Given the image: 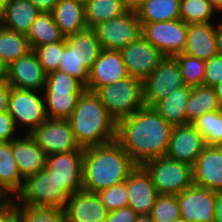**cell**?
<instances>
[{
	"mask_svg": "<svg viewBox=\"0 0 222 222\" xmlns=\"http://www.w3.org/2000/svg\"><path fill=\"white\" fill-rule=\"evenodd\" d=\"M173 126L153 108L144 106L117 122L116 141L136 165L165 156Z\"/></svg>",
	"mask_w": 222,
	"mask_h": 222,
	"instance_id": "6da1fadb",
	"label": "cell"
},
{
	"mask_svg": "<svg viewBox=\"0 0 222 222\" xmlns=\"http://www.w3.org/2000/svg\"><path fill=\"white\" fill-rule=\"evenodd\" d=\"M137 165L116 141L84 148L83 190H100L125 182Z\"/></svg>",
	"mask_w": 222,
	"mask_h": 222,
	"instance_id": "7a4b0ae2",
	"label": "cell"
},
{
	"mask_svg": "<svg viewBox=\"0 0 222 222\" xmlns=\"http://www.w3.org/2000/svg\"><path fill=\"white\" fill-rule=\"evenodd\" d=\"M68 121L81 148L116 140L117 122L93 92L82 93Z\"/></svg>",
	"mask_w": 222,
	"mask_h": 222,
	"instance_id": "3957f363",
	"label": "cell"
},
{
	"mask_svg": "<svg viewBox=\"0 0 222 222\" xmlns=\"http://www.w3.org/2000/svg\"><path fill=\"white\" fill-rule=\"evenodd\" d=\"M72 193L46 167L24 180L22 190L15 196V205L65 208Z\"/></svg>",
	"mask_w": 222,
	"mask_h": 222,
	"instance_id": "277c9868",
	"label": "cell"
},
{
	"mask_svg": "<svg viewBox=\"0 0 222 222\" xmlns=\"http://www.w3.org/2000/svg\"><path fill=\"white\" fill-rule=\"evenodd\" d=\"M94 94L116 122L146 106L143 81L134 76L100 87Z\"/></svg>",
	"mask_w": 222,
	"mask_h": 222,
	"instance_id": "5b68a950",
	"label": "cell"
},
{
	"mask_svg": "<svg viewBox=\"0 0 222 222\" xmlns=\"http://www.w3.org/2000/svg\"><path fill=\"white\" fill-rule=\"evenodd\" d=\"M141 166L151 177L158 194L177 195L193 185V167L189 164L162 156Z\"/></svg>",
	"mask_w": 222,
	"mask_h": 222,
	"instance_id": "8992f818",
	"label": "cell"
},
{
	"mask_svg": "<svg viewBox=\"0 0 222 222\" xmlns=\"http://www.w3.org/2000/svg\"><path fill=\"white\" fill-rule=\"evenodd\" d=\"M8 112L17 129H26L24 134H31L47 119L42 91L12 87Z\"/></svg>",
	"mask_w": 222,
	"mask_h": 222,
	"instance_id": "52a82bcc",
	"label": "cell"
},
{
	"mask_svg": "<svg viewBox=\"0 0 222 222\" xmlns=\"http://www.w3.org/2000/svg\"><path fill=\"white\" fill-rule=\"evenodd\" d=\"M93 29L103 50L121 51L141 36L142 26L137 12L127 11L119 17L100 22Z\"/></svg>",
	"mask_w": 222,
	"mask_h": 222,
	"instance_id": "ba28073f",
	"label": "cell"
},
{
	"mask_svg": "<svg viewBox=\"0 0 222 222\" xmlns=\"http://www.w3.org/2000/svg\"><path fill=\"white\" fill-rule=\"evenodd\" d=\"M184 86L177 60L174 57H165L143 81L145 105L152 107L156 102Z\"/></svg>",
	"mask_w": 222,
	"mask_h": 222,
	"instance_id": "9c48e42d",
	"label": "cell"
},
{
	"mask_svg": "<svg viewBox=\"0 0 222 222\" xmlns=\"http://www.w3.org/2000/svg\"><path fill=\"white\" fill-rule=\"evenodd\" d=\"M141 35L165 57L183 53L186 46L187 23L181 19L141 24Z\"/></svg>",
	"mask_w": 222,
	"mask_h": 222,
	"instance_id": "30bf717a",
	"label": "cell"
},
{
	"mask_svg": "<svg viewBox=\"0 0 222 222\" xmlns=\"http://www.w3.org/2000/svg\"><path fill=\"white\" fill-rule=\"evenodd\" d=\"M30 135L47 155L84 151L76 142L68 119L47 118Z\"/></svg>",
	"mask_w": 222,
	"mask_h": 222,
	"instance_id": "8fae6325",
	"label": "cell"
},
{
	"mask_svg": "<svg viewBox=\"0 0 222 222\" xmlns=\"http://www.w3.org/2000/svg\"><path fill=\"white\" fill-rule=\"evenodd\" d=\"M176 196L180 218L186 222H214L216 191L192 185Z\"/></svg>",
	"mask_w": 222,
	"mask_h": 222,
	"instance_id": "7c38bea8",
	"label": "cell"
},
{
	"mask_svg": "<svg viewBox=\"0 0 222 222\" xmlns=\"http://www.w3.org/2000/svg\"><path fill=\"white\" fill-rule=\"evenodd\" d=\"M127 72L144 81L165 56L142 35L121 51Z\"/></svg>",
	"mask_w": 222,
	"mask_h": 222,
	"instance_id": "4fadbf2b",
	"label": "cell"
},
{
	"mask_svg": "<svg viewBox=\"0 0 222 222\" xmlns=\"http://www.w3.org/2000/svg\"><path fill=\"white\" fill-rule=\"evenodd\" d=\"M205 146L204 138L192 123L173 126L165 156L193 167Z\"/></svg>",
	"mask_w": 222,
	"mask_h": 222,
	"instance_id": "5bb4252c",
	"label": "cell"
},
{
	"mask_svg": "<svg viewBox=\"0 0 222 222\" xmlns=\"http://www.w3.org/2000/svg\"><path fill=\"white\" fill-rule=\"evenodd\" d=\"M84 151L47 155L46 168L72 193L83 190Z\"/></svg>",
	"mask_w": 222,
	"mask_h": 222,
	"instance_id": "9a60e30c",
	"label": "cell"
},
{
	"mask_svg": "<svg viewBox=\"0 0 222 222\" xmlns=\"http://www.w3.org/2000/svg\"><path fill=\"white\" fill-rule=\"evenodd\" d=\"M130 76L120 51L102 50L89 71V80L85 87L87 91L95 92L105 85Z\"/></svg>",
	"mask_w": 222,
	"mask_h": 222,
	"instance_id": "2e32d148",
	"label": "cell"
},
{
	"mask_svg": "<svg viewBox=\"0 0 222 222\" xmlns=\"http://www.w3.org/2000/svg\"><path fill=\"white\" fill-rule=\"evenodd\" d=\"M46 73L33 50L8 66L7 80L11 87L42 91Z\"/></svg>",
	"mask_w": 222,
	"mask_h": 222,
	"instance_id": "e0dca14e",
	"label": "cell"
},
{
	"mask_svg": "<svg viewBox=\"0 0 222 222\" xmlns=\"http://www.w3.org/2000/svg\"><path fill=\"white\" fill-rule=\"evenodd\" d=\"M193 185L222 192V146H205L193 166Z\"/></svg>",
	"mask_w": 222,
	"mask_h": 222,
	"instance_id": "ac0fdd59",
	"label": "cell"
},
{
	"mask_svg": "<svg viewBox=\"0 0 222 222\" xmlns=\"http://www.w3.org/2000/svg\"><path fill=\"white\" fill-rule=\"evenodd\" d=\"M128 206L138 215L151 214L155 200L159 195L146 170L137 165L126 180Z\"/></svg>",
	"mask_w": 222,
	"mask_h": 222,
	"instance_id": "d6986e66",
	"label": "cell"
},
{
	"mask_svg": "<svg viewBox=\"0 0 222 222\" xmlns=\"http://www.w3.org/2000/svg\"><path fill=\"white\" fill-rule=\"evenodd\" d=\"M64 211L66 222H105L109 212L96 193L85 190L72 194Z\"/></svg>",
	"mask_w": 222,
	"mask_h": 222,
	"instance_id": "ffe728a7",
	"label": "cell"
},
{
	"mask_svg": "<svg viewBox=\"0 0 222 222\" xmlns=\"http://www.w3.org/2000/svg\"><path fill=\"white\" fill-rule=\"evenodd\" d=\"M20 136L12 140V152L22 177L26 179L45 168L47 154L30 134Z\"/></svg>",
	"mask_w": 222,
	"mask_h": 222,
	"instance_id": "44dd1931",
	"label": "cell"
},
{
	"mask_svg": "<svg viewBox=\"0 0 222 222\" xmlns=\"http://www.w3.org/2000/svg\"><path fill=\"white\" fill-rule=\"evenodd\" d=\"M217 22L187 24L186 46L183 53L207 61L217 55Z\"/></svg>",
	"mask_w": 222,
	"mask_h": 222,
	"instance_id": "7402d4cb",
	"label": "cell"
},
{
	"mask_svg": "<svg viewBox=\"0 0 222 222\" xmlns=\"http://www.w3.org/2000/svg\"><path fill=\"white\" fill-rule=\"evenodd\" d=\"M51 13L64 37L88 28L85 7L75 0H60Z\"/></svg>",
	"mask_w": 222,
	"mask_h": 222,
	"instance_id": "603a6c76",
	"label": "cell"
},
{
	"mask_svg": "<svg viewBox=\"0 0 222 222\" xmlns=\"http://www.w3.org/2000/svg\"><path fill=\"white\" fill-rule=\"evenodd\" d=\"M40 11L28 0H10L0 16V24L10 30L27 34Z\"/></svg>",
	"mask_w": 222,
	"mask_h": 222,
	"instance_id": "cb8c5ba5",
	"label": "cell"
},
{
	"mask_svg": "<svg viewBox=\"0 0 222 222\" xmlns=\"http://www.w3.org/2000/svg\"><path fill=\"white\" fill-rule=\"evenodd\" d=\"M65 44L73 50L77 60L90 71L92 65L99 57L101 45L93 28H86L82 31L64 37Z\"/></svg>",
	"mask_w": 222,
	"mask_h": 222,
	"instance_id": "d4e9b609",
	"label": "cell"
},
{
	"mask_svg": "<svg viewBox=\"0 0 222 222\" xmlns=\"http://www.w3.org/2000/svg\"><path fill=\"white\" fill-rule=\"evenodd\" d=\"M191 93L192 87L185 85L152 107L172 126L186 124L185 110Z\"/></svg>",
	"mask_w": 222,
	"mask_h": 222,
	"instance_id": "484cf974",
	"label": "cell"
},
{
	"mask_svg": "<svg viewBox=\"0 0 222 222\" xmlns=\"http://www.w3.org/2000/svg\"><path fill=\"white\" fill-rule=\"evenodd\" d=\"M12 152V141L0 142V186L12 197L22 190L24 185Z\"/></svg>",
	"mask_w": 222,
	"mask_h": 222,
	"instance_id": "4316f807",
	"label": "cell"
},
{
	"mask_svg": "<svg viewBox=\"0 0 222 222\" xmlns=\"http://www.w3.org/2000/svg\"><path fill=\"white\" fill-rule=\"evenodd\" d=\"M220 106L214 87L194 86L185 110L186 123L194 122L206 112L220 110Z\"/></svg>",
	"mask_w": 222,
	"mask_h": 222,
	"instance_id": "83f0119b",
	"label": "cell"
},
{
	"mask_svg": "<svg viewBox=\"0 0 222 222\" xmlns=\"http://www.w3.org/2000/svg\"><path fill=\"white\" fill-rule=\"evenodd\" d=\"M26 36L32 50L64 38L51 12H40Z\"/></svg>",
	"mask_w": 222,
	"mask_h": 222,
	"instance_id": "f1b7e54d",
	"label": "cell"
},
{
	"mask_svg": "<svg viewBox=\"0 0 222 222\" xmlns=\"http://www.w3.org/2000/svg\"><path fill=\"white\" fill-rule=\"evenodd\" d=\"M141 24L180 19L179 0H147L136 11Z\"/></svg>",
	"mask_w": 222,
	"mask_h": 222,
	"instance_id": "f546056e",
	"label": "cell"
},
{
	"mask_svg": "<svg viewBox=\"0 0 222 222\" xmlns=\"http://www.w3.org/2000/svg\"><path fill=\"white\" fill-rule=\"evenodd\" d=\"M31 50L26 34L7 29L0 24V58L8 66Z\"/></svg>",
	"mask_w": 222,
	"mask_h": 222,
	"instance_id": "4dcf8cb0",
	"label": "cell"
},
{
	"mask_svg": "<svg viewBox=\"0 0 222 222\" xmlns=\"http://www.w3.org/2000/svg\"><path fill=\"white\" fill-rule=\"evenodd\" d=\"M47 118L68 119L83 92H42Z\"/></svg>",
	"mask_w": 222,
	"mask_h": 222,
	"instance_id": "1f68e13d",
	"label": "cell"
},
{
	"mask_svg": "<svg viewBox=\"0 0 222 222\" xmlns=\"http://www.w3.org/2000/svg\"><path fill=\"white\" fill-rule=\"evenodd\" d=\"M84 7L89 28H93L100 22L119 17L128 11L121 0H90Z\"/></svg>",
	"mask_w": 222,
	"mask_h": 222,
	"instance_id": "d6a6232c",
	"label": "cell"
},
{
	"mask_svg": "<svg viewBox=\"0 0 222 222\" xmlns=\"http://www.w3.org/2000/svg\"><path fill=\"white\" fill-rule=\"evenodd\" d=\"M192 124L202 135L206 145H222V113L220 110L206 112Z\"/></svg>",
	"mask_w": 222,
	"mask_h": 222,
	"instance_id": "836d02e7",
	"label": "cell"
},
{
	"mask_svg": "<svg viewBox=\"0 0 222 222\" xmlns=\"http://www.w3.org/2000/svg\"><path fill=\"white\" fill-rule=\"evenodd\" d=\"M216 13L208 0H184L180 2V19L187 24L214 23L212 19L217 16Z\"/></svg>",
	"mask_w": 222,
	"mask_h": 222,
	"instance_id": "e575fe53",
	"label": "cell"
},
{
	"mask_svg": "<svg viewBox=\"0 0 222 222\" xmlns=\"http://www.w3.org/2000/svg\"><path fill=\"white\" fill-rule=\"evenodd\" d=\"M17 222H66L63 208L16 205Z\"/></svg>",
	"mask_w": 222,
	"mask_h": 222,
	"instance_id": "d590c367",
	"label": "cell"
},
{
	"mask_svg": "<svg viewBox=\"0 0 222 222\" xmlns=\"http://www.w3.org/2000/svg\"><path fill=\"white\" fill-rule=\"evenodd\" d=\"M177 60L184 84L187 86L204 85L205 61L197 57L180 53L174 56Z\"/></svg>",
	"mask_w": 222,
	"mask_h": 222,
	"instance_id": "8d00e7d4",
	"label": "cell"
},
{
	"mask_svg": "<svg viewBox=\"0 0 222 222\" xmlns=\"http://www.w3.org/2000/svg\"><path fill=\"white\" fill-rule=\"evenodd\" d=\"M85 90V86L79 80L57 70L46 75L42 92H84Z\"/></svg>",
	"mask_w": 222,
	"mask_h": 222,
	"instance_id": "74e56055",
	"label": "cell"
},
{
	"mask_svg": "<svg viewBox=\"0 0 222 222\" xmlns=\"http://www.w3.org/2000/svg\"><path fill=\"white\" fill-rule=\"evenodd\" d=\"M150 215L155 222H173L179 219L180 210L177 196L159 194Z\"/></svg>",
	"mask_w": 222,
	"mask_h": 222,
	"instance_id": "f35d334b",
	"label": "cell"
},
{
	"mask_svg": "<svg viewBox=\"0 0 222 222\" xmlns=\"http://www.w3.org/2000/svg\"><path fill=\"white\" fill-rule=\"evenodd\" d=\"M46 74L59 70L62 61V40L33 49Z\"/></svg>",
	"mask_w": 222,
	"mask_h": 222,
	"instance_id": "ab89813d",
	"label": "cell"
},
{
	"mask_svg": "<svg viewBox=\"0 0 222 222\" xmlns=\"http://www.w3.org/2000/svg\"><path fill=\"white\" fill-rule=\"evenodd\" d=\"M59 71L68 73L79 80L85 87L87 86L89 71L77 60L73 50L65 44L64 38L62 39V61L60 62Z\"/></svg>",
	"mask_w": 222,
	"mask_h": 222,
	"instance_id": "60d3db41",
	"label": "cell"
},
{
	"mask_svg": "<svg viewBox=\"0 0 222 222\" xmlns=\"http://www.w3.org/2000/svg\"><path fill=\"white\" fill-rule=\"evenodd\" d=\"M96 194L108 211H113L128 206L126 181L100 190Z\"/></svg>",
	"mask_w": 222,
	"mask_h": 222,
	"instance_id": "b9f144b4",
	"label": "cell"
},
{
	"mask_svg": "<svg viewBox=\"0 0 222 222\" xmlns=\"http://www.w3.org/2000/svg\"><path fill=\"white\" fill-rule=\"evenodd\" d=\"M222 82V56L215 55L205 61L204 85L214 87Z\"/></svg>",
	"mask_w": 222,
	"mask_h": 222,
	"instance_id": "7bdbcfd3",
	"label": "cell"
},
{
	"mask_svg": "<svg viewBox=\"0 0 222 222\" xmlns=\"http://www.w3.org/2000/svg\"><path fill=\"white\" fill-rule=\"evenodd\" d=\"M19 133L9 112H0V142L12 141Z\"/></svg>",
	"mask_w": 222,
	"mask_h": 222,
	"instance_id": "ee69618b",
	"label": "cell"
},
{
	"mask_svg": "<svg viewBox=\"0 0 222 222\" xmlns=\"http://www.w3.org/2000/svg\"><path fill=\"white\" fill-rule=\"evenodd\" d=\"M139 215L130 207L109 211L105 222H136Z\"/></svg>",
	"mask_w": 222,
	"mask_h": 222,
	"instance_id": "f6af8a7d",
	"label": "cell"
},
{
	"mask_svg": "<svg viewBox=\"0 0 222 222\" xmlns=\"http://www.w3.org/2000/svg\"><path fill=\"white\" fill-rule=\"evenodd\" d=\"M0 222H17V212L14 199L0 205Z\"/></svg>",
	"mask_w": 222,
	"mask_h": 222,
	"instance_id": "bcb514c9",
	"label": "cell"
},
{
	"mask_svg": "<svg viewBox=\"0 0 222 222\" xmlns=\"http://www.w3.org/2000/svg\"><path fill=\"white\" fill-rule=\"evenodd\" d=\"M11 88L7 78H0V112H8Z\"/></svg>",
	"mask_w": 222,
	"mask_h": 222,
	"instance_id": "7dc6e473",
	"label": "cell"
},
{
	"mask_svg": "<svg viewBox=\"0 0 222 222\" xmlns=\"http://www.w3.org/2000/svg\"><path fill=\"white\" fill-rule=\"evenodd\" d=\"M40 12H52L60 0H28Z\"/></svg>",
	"mask_w": 222,
	"mask_h": 222,
	"instance_id": "c3c4849f",
	"label": "cell"
},
{
	"mask_svg": "<svg viewBox=\"0 0 222 222\" xmlns=\"http://www.w3.org/2000/svg\"><path fill=\"white\" fill-rule=\"evenodd\" d=\"M214 222H222V192H216Z\"/></svg>",
	"mask_w": 222,
	"mask_h": 222,
	"instance_id": "681fc988",
	"label": "cell"
},
{
	"mask_svg": "<svg viewBox=\"0 0 222 222\" xmlns=\"http://www.w3.org/2000/svg\"><path fill=\"white\" fill-rule=\"evenodd\" d=\"M147 0H121L128 11L136 12Z\"/></svg>",
	"mask_w": 222,
	"mask_h": 222,
	"instance_id": "f907efd6",
	"label": "cell"
},
{
	"mask_svg": "<svg viewBox=\"0 0 222 222\" xmlns=\"http://www.w3.org/2000/svg\"><path fill=\"white\" fill-rule=\"evenodd\" d=\"M216 46L217 54L222 56V18H220L217 22Z\"/></svg>",
	"mask_w": 222,
	"mask_h": 222,
	"instance_id": "816d5d0a",
	"label": "cell"
},
{
	"mask_svg": "<svg viewBox=\"0 0 222 222\" xmlns=\"http://www.w3.org/2000/svg\"><path fill=\"white\" fill-rule=\"evenodd\" d=\"M13 198L0 186V205L11 201Z\"/></svg>",
	"mask_w": 222,
	"mask_h": 222,
	"instance_id": "f5cc1de1",
	"label": "cell"
},
{
	"mask_svg": "<svg viewBox=\"0 0 222 222\" xmlns=\"http://www.w3.org/2000/svg\"><path fill=\"white\" fill-rule=\"evenodd\" d=\"M8 65L0 58V78H7Z\"/></svg>",
	"mask_w": 222,
	"mask_h": 222,
	"instance_id": "db71d44e",
	"label": "cell"
},
{
	"mask_svg": "<svg viewBox=\"0 0 222 222\" xmlns=\"http://www.w3.org/2000/svg\"><path fill=\"white\" fill-rule=\"evenodd\" d=\"M212 7L218 12L221 16L222 14V0H208ZM222 17V16H221Z\"/></svg>",
	"mask_w": 222,
	"mask_h": 222,
	"instance_id": "11a10c76",
	"label": "cell"
},
{
	"mask_svg": "<svg viewBox=\"0 0 222 222\" xmlns=\"http://www.w3.org/2000/svg\"><path fill=\"white\" fill-rule=\"evenodd\" d=\"M136 222H155L150 214L139 215Z\"/></svg>",
	"mask_w": 222,
	"mask_h": 222,
	"instance_id": "9f6ffc18",
	"label": "cell"
},
{
	"mask_svg": "<svg viewBox=\"0 0 222 222\" xmlns=\"http://www.w3.org/2000/svg\"><path fill=\"white\" fill-rule=\"evenodd\" d=\"M214 89H215L216 95L218 96L220 104H222V82L215 85Z\"/></svg>",
	"mask_w": 222,
	"mask_h": 222,
	"instance_id": "6f0895ef",
	"label": "cell"
},
{
	"mask_svg": "<svg viewBox=\"0 0 222 222\" xmlns=\"http://www.w3.org/2000/svg\"><path fill=\"white\" fill-rule=\"evenodd\" d=\"M10 0H0V16L5 11L6 5L8 4Z\"/></svg>",
	"mask_w": 222,
	"mask_h": 222,
	"instance_id": "680465c9",
	"label": "cell"
},
{
	"mask_svg": "<svg viewBox=\"0 0 222 222\" xmlns=\"http://www.w3.org/2000/svg\"><path fill=\"white\" fill-rule=\"evenodd\" d=\"M83 5H85L86 3H88L90 0H75Z\"/></svg>",
	"mask_w": 222,
	"mask_h": 222,
	"instance_id": "91938a15",
	"label": "cell"
},
{
	"mask_svg": "<svg viewBox=\"0 0 222 222\" xmlns=\"http://www.w3.org/2000/svg\"><path fill=\"white\" fill-rule=\"evenodd\" d=\"M173 222H186V221L182 218H179V219L174 220Z\"/></svg>",
	"mask_w": 222,
	"mask_h": 222,
	"instance_id": "94428289",
	"label": "cell"
}]
</instances>
